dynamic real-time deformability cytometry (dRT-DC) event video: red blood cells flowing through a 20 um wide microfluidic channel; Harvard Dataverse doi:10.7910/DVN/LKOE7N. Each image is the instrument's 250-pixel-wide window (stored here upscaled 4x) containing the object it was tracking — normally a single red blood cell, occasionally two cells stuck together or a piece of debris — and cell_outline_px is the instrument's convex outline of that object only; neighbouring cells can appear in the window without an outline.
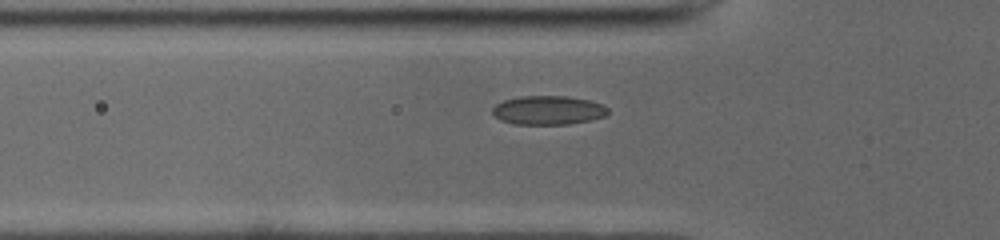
{"species": "common noctule bat (a hibernating species)", "species_latin": "Nyctalus noctula", "temperature_condition": "cold", "stored_images_in_passage": 37, "segment_of_instrument_passage": [1, 2], "camera_frame_rate_fps": 3000, "um_per_image_px": 0.085, "animal": {"sex": "male", "body_mass_g": 19.0, "forearm_length_mm": 50.8}, "frame": {"image": 1, "passage_image": 2, "time_ms": 0.333, "image_size_px": [1000, 240], "cell_outline_px": [[608, 112], [604, 116], [592, 120], [568, 124], [512, 124], [500, 120], [492, 112], [492, 108], [496, 104], [504, 100], [520, 96], [568, 96], [588, 100], [604, 104], [608, 108]], "centroid_in_image_um": [46.6, 9.37], "position_along_channel_um": 79.2, "area_um2": 19.54}}
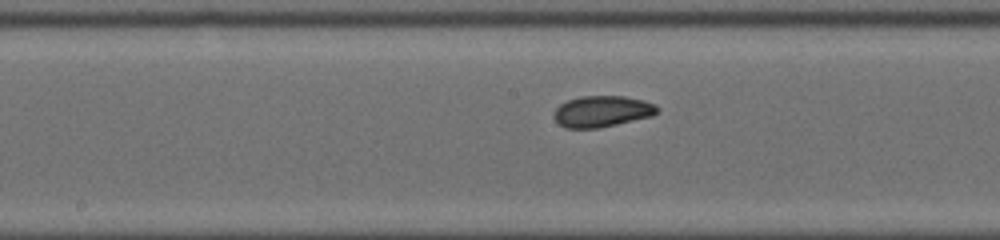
{"frame": {"image": 2, "passage_image": 11, "time_ms": 3.333, "image_size_px": [1000, 240], "cell_outline_px": [[660, 108], [652, 116], [616, 124], [596, 128], [564, 128], [556, 120], [556, 108], [560, 104], [568, 100], [580, 96], [624, 96], [644, 100], [656, 104]], "centroid_in_image_um": [51.21, 9.45], "position_along_channel_um": 197.0, "area_um2": 18.61}}
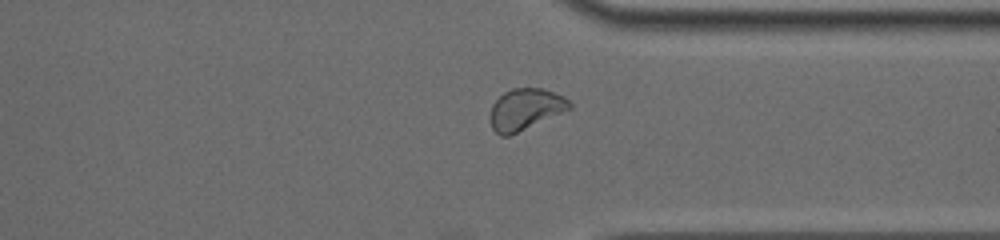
{"frame": {"image": 3, "passage_image": 24, "time_ms": 7.667, "image_size_px": [1000, 240], "cell_outline_px": [[572, 108], [508, 136], [500, 136], [492, 128], [492, 104], [504, 92], [512, 88], [544, 88], [564, 96], [572, 104]], "centroid_in_image_um": [44.68, 9.26], "position_along_channel_um": 366.7, "area_um2": 18.79}}